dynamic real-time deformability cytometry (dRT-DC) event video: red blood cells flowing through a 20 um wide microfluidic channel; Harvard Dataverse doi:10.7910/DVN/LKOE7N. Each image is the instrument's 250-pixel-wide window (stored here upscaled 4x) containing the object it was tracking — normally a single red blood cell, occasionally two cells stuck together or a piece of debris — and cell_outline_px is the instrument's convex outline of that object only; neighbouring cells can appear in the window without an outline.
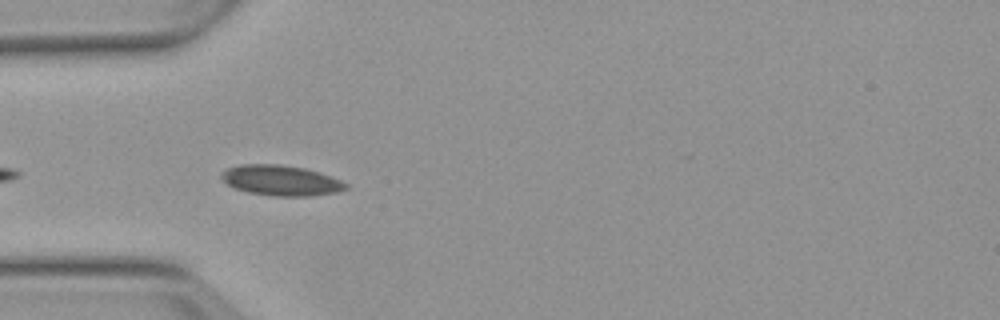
{"species": "Egyptian fruit bat (a non-hibernating species)", "species_latin": "Rousettus aegyptiacus", "temperature_condition": "warm", "stored_images_in_passage": 6, "camera_frame_rate_fps": 3000, "um_per_image_px": 0.085, "animal": {"sex": "female"}, "frame": {"image": 1, "passage_image": 3, "time_ms": 3.667, "image_size_px": [1000, 320], "cell_outline_px": [[348, 188], [336, 192], [308, 196], [276, 196], [248, 192], [232, 188], [220, 176], [228, 168], [240, 164], [280, 164], [304, 168], [320, 172], [340, 180], [348, 184]], "centroid_in_image_um": [23.88, 15.33], "position_along_channel_um": 61.1, "area_um2": 21.91}}
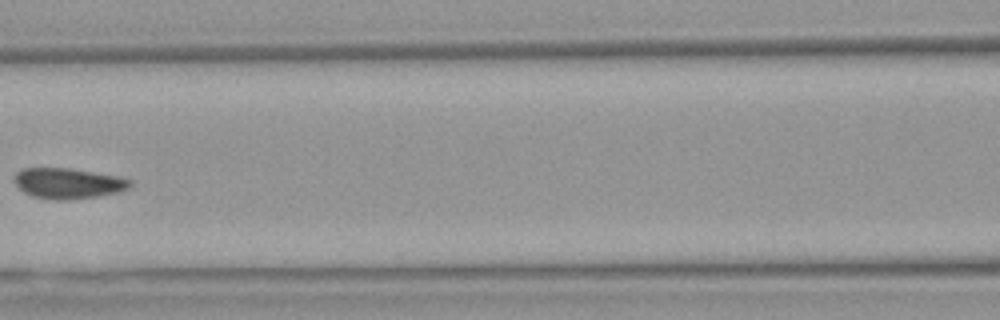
{"frame": {"image": 2, "passage_image": 5, "time_ms": 6.333, "image_size_px": [1000, 320], "cell_outline_px": [[132, 184], [128, 188], [116, 192], [96, 196], [64, 200], [52, 200], [32, 196], [24, 192], [12, 180], [12, 176], [16, 172], [24, 168], [72, 168], [116, 176], [132, 180]], "centroid_in_image_um": [5.73, 15.57], "position_along_channel_um": 160.9, "area_um2": 20.58}}
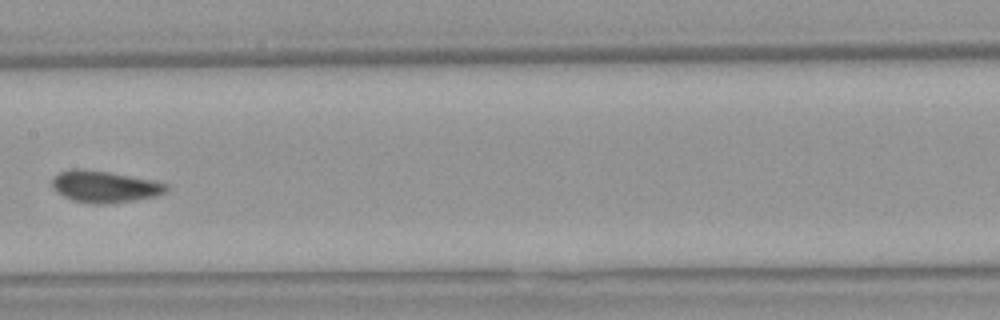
{"frame": {"image": 3, "passage_image": 6, "time_ms": 7.333, "image_size_px": [1000, 320], "cell_outline_px": [[168, 188], [164, 192], [156, 196], [136, 200], [104, 204], [92, 204], [72, 200], [64, 196], [52, 188], [52, 180], [60, 172], [72, 168], [80, 168], [108, 172], [152, 180], [168, 184]], "centroid_in_image_um": [8.88, 15.87], "position_along_channel_um": 198.5, "area_um2": 20.98}}